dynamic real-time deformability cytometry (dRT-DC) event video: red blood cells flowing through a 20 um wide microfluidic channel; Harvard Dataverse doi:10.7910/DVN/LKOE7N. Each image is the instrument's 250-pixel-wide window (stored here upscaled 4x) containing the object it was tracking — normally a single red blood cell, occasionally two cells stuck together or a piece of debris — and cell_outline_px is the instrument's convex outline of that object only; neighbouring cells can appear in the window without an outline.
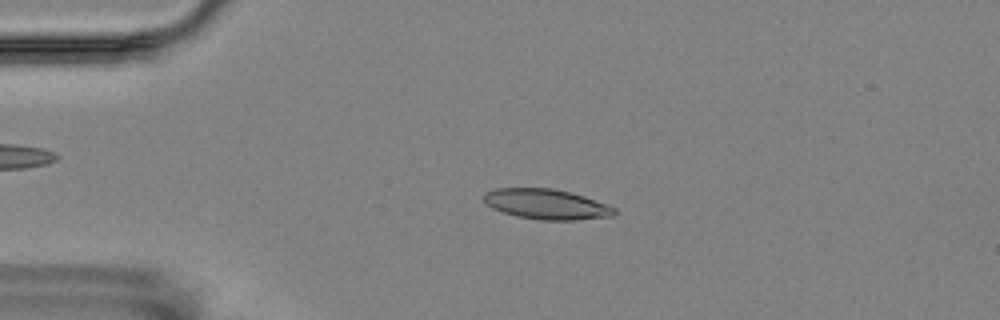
{"species": "Egyptian fruit bat (a non-hibernating species)", "species_latin": "Rousettus aegyptiacus", "temperature_condition": "room temperature", "stored_images_in_passage": 4, "camera_frame_rate_fps": 3000, "um_per_image_px": 0.085, "animal": {"sex": "female"}, "frame": {"image": 1, "passage_image": 3, "time_ms": 2.333, "image_size_px": [1000, 320], "cell_outline_px": [[616, 216], [576, 220], [540, 220], [516, 216], [492, 208], [484, 200], [484, 192], [496, 188], [552, 188], [572, 192], [608, 204], [616, 208]], "centroid_in_image_um": [46.5, 17.35], "position_along_channel_um": 38.5, "area_um2": 23.18}}